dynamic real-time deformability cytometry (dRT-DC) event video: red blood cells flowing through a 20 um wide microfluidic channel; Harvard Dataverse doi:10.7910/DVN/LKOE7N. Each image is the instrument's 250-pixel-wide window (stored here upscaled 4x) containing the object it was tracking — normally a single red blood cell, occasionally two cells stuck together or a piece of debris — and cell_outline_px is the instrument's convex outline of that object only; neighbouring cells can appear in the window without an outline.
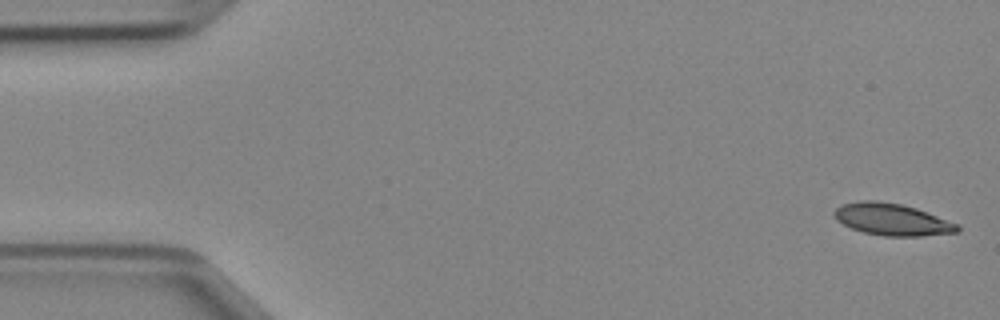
{"species": "Egyptian fruit bat (a non-hibernating species)", "species_latin": "Rousettus aegyptiacus", "temperature_condition": "cold", "stored_images_in_passage": 9, "camera_frame_rate_fps": 3000, "um_per_image_px": 0.085, "animal": {"sex": "female"}, "frame": {"image": 1, "passage_image": 1, "time_ms": 0.0, "image_size_px": [1000, 320], "cell_outline_px": [[960, 232], [920, 236], [884, 236], [864, 232], [852, 228], [836, 220], [832, 212], [836, 208], [844, 204], [860, 200], [876, 200], [900, 204], [916, 208], [960, 224]], "centroid_in_image_um": [75.85, 18.65], "position_along_channel_um": 9.2, "area_um2": 22.95}}